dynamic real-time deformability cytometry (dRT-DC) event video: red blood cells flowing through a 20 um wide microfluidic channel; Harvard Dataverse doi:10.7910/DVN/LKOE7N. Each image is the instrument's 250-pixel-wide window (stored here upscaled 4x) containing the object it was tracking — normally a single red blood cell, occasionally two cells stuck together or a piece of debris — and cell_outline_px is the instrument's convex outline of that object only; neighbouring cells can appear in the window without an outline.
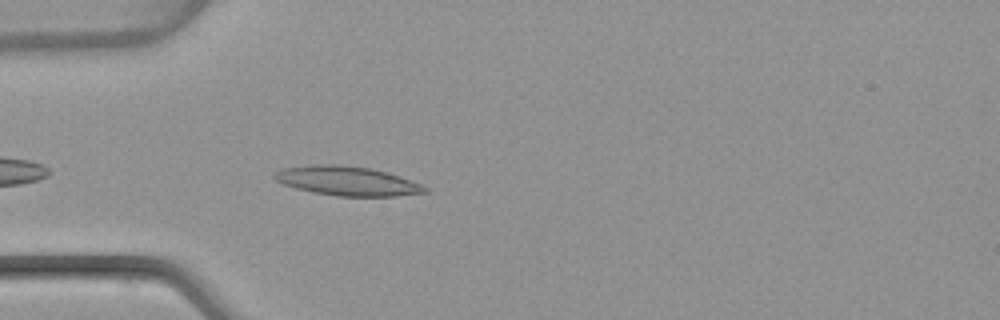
{"species": "common noctule bat (a hibernating species)", "species_latin": "Nyctalus noctula", "temperature_condition": "warm", "stored_images_in_passage": 7, "camera_frame_rate_fps": 3000, "um_per_image_px": 0.085, "animal": {"sex": "female", "body_mass_g": 22.7, "forearm_length_mm": 54.2}, "frame": {"image": 1, "passage_image": 3, "time_ms": 0.667, "image_size_px": [1000, 320], "cell_outline_px": [[428, 192], [396, 196], [336, 196], [312, 192], [296, 188], [284, 184], [276, 180], [272, 176], [280, 168], [312, 164], [336, 164], [372, 168], [388, 172], [400, 176], [420, 184], [428, 188]], "centroid_in_image_um": [29.49, 15.37], "position_along_channel_um": 55.5, "area_um2": 25.78}}